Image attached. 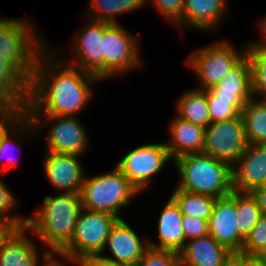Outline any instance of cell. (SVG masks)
Masks as SVG:
<instances>
[{
  "label": "cell",
  "mask_w": 266,
  "mask_h": 266,
  "mask_svg": "<svg viewBox=\"0 0 266 266\" xmlns=\"http://www.w3.org/2000/svg\"><path fill=\"white\" fill-rule=\"evenodd\" d=\"M256 257L266 265V248L256 255Z\"/></svg>",
  "instance_id": "obj_43"
},
{
  "label": "cell",
  "mask_w": 266,
  "mask_h": 266,
  "mask_svg": "<svg viewBox=\"0 0 266 266\" xmlns=\"http://www.w3.org/2000/svg\"><path fill=\"white\" fill-rule=\"evenodd\" d=\"M177 116L204 128L211 124L206 90L194 89L184 92L177 101Z\"/></svg>",
  "instance_id": "obj_24"
},
{
  "label": "cell",
  "mask_w": 266,
  "mask_h": 266,
  "mask_svg": "<svg viewBox=\"0 0 266 266\" xmlns=\"http://www.w3.org/2000/svg\"><path fill=\"white\" fill-rule=\"evenodd\" d=\"M217 99L250 100L252 93L251 62L245 53L215 86L209 89Z\"/></svg>",
  "instance_id": "obj_20"
},
{
  "label": "cell",
  "mask_w": 266,
  "mask_h": 266,
  "mask_svg": "<svg viewBox=\"0 0 266 266\" xmlns=\"http://www.w3.org/2000/svg\"><path fill=\"white\" fill-rule=\"evenodd\" d=\"M10 191L7 185L0 179V220L12 223L16 228H23L26 226V218L22 219L10 213L15 206L19 205V201Z\"/></svg>",
  "instance_id": "obj_32"
},
{
  "label": "cell",
  "mask_w": 266,
  "mask_h": 266,
  "mask_svg": "<svg viewBox=\"0 0 266 266\" xmlns=\"http://www.w3.org/2000/svg\"><path fill=\"white\" fill-rule=\"evenodd\" d=\"M259 22V28H260V32H262V39L261 42L264 43L266 45V17L264 19H260Z\"/></svg>",
  "instance_id": "obj_42"
},
{
  "label": "cell",
  "mask_w": 266,
  "mask_h": 266,
  "mask_svg": "<svg viewBox=\"0 0 266 266\" xmlns=\"http://www.w3.org/2000/svg\"><path fill=\"white\" fill-rule=\"evenodd\" d=\"M228 266H237L233 261Z\"/></svg>",
  "instance_id": "obj_45"
},
{
  "label": "cell",
  "mask_w": 266,
  "mask_h": 266,
  "mask_svg": "<svg viewBox=\"0 0 266 266\" xmlns=\"http://www.w3.org/2000/svg\"><path fill=\"white\" fill-rule=\"evenodd\" d=\"M233 190L253 192L266 185V144L248 143L244 153L232 166Z\"/></svg>",
  "instance_id": "obj_16"
},
{
  "label": "cell",
  "mask_w": 266,
  "mask_h": 266,
  "mask_svg": "<svg viewBox=\"0 0 266 266\" xmlns=\"http://www.w3.org/2000/svg\"><path fill=\"white\" fill-rule=\"evenodd\" d=\"M138 37L119 23L104 22L102 40L103 79L118 76L142 64ZM140 65V66H139Z\"/></svg>",
  "instance_id": "obj_7"
},
{
  "label": "cell",
  "mask_w": 266,
  "mask_h": 266,
  "mask_svg": "<svg viewBox=\"0 0 266 266\" xmlns=\"http://www.w3.org/2000/svg\"><path fill=\"white\" fill-rule=\"evenodd\" d=\"M169 160L173 163L165 143H151L128 152L116 167L141 193L149 187L151 178L159 173Z\"/></svg>",
  "instance_id": "obj_9"
},
{
  "label": "cell",
  "mask_w": 266,
  "mask_h": 266,
  "mask_svg": "<svg viewBox=\"0 0 266 266\" xmlns=\"http://www.w3.org/2000/svg\"><path fill=\"white\" fill-rule=\"evenodd\" d=\"M208 225L211 237L234 255L241 253L245 239L237 229L236 190L216 199Z\"/></svg>",
  "instance_id": "obj_12"
},
{
  "label": "cell",
  "mask_w": 266,
  "mask_h": 266,
  "mask_svg": "<svg viewBox=\"0 0 266 266\" xmlns=\"http://www.w3.org/2000/svg\"><path fill=\"white\" fill-rule=\"evenodd\" d=\"M25 114L26 109L0 108V142Z\"/></svg>",
  "instance_id": "obj_37"
},
{
  "label": "cell",
  "mask_w": 266,
  "mask_h": 266,
  "mask_svg": "<svg viewBox=\"0 0 266 266\" xmlns=\"http://www.w3.org/2000/svg\"><path fill=\"white\" fill-rule=\"evenodd\" d=\"M50 266H66V265L63 261L61 262L57 258H55V261Z\"/></svg>",
  "instance_id": "obj_44"
},
{
  "label": "cell",
  "mask_w": 266,
  "mask_h": 266,
  "mask_svg": "<svg viewBox=\"0 0 266 266\" xmlns=\"http://www.w3.org/2000/svg\"><path fill=\"white\" fill-rule=\"evenodd\" d=\"M48 49L49 46L37 59L26 114L76 116L93 97L91 84L101 79L65 61L60 62L54 55L56 52Z\"/></svg>",
  "instance_id": "obj_1"
},
{
  "label": "cell",
  "mask_w": 266,
  "mask_h": 266,
  "mask_svg": "<svg viewBox=\"0 0 266 266\" xmlns=\"http://www.w3.org/2000/svg\"><path fill=\"white\" fill-rule=\"evenodd\" d=\"M266 248V216L262 215L257 225L245 238L241 250L242 255L256 256Z\"/></svg>",
  "instance_id": "obj_33"
},
{
  "label": "cell",
  "mask_w": 266,
  "mask_h": 266,
  "mask_svg": "<svg viewBox=\"0 0 266 266\" xmlns=\"http://www.w3.org/2000/svg\"><path fill=\"white\" fill-rule=\"evenodd\" d=\"M252 194L256 197L262 215L266 216V185L256 188Z\"/></svg>",
  "instance_id": "obj_40"
},
{
  "label": "cell",
  "mask_w": 266,
  "mask_h": 266,
  "mask_svg": "<svg viewBox=\"0 0 266 266\" xmlns=\"http://www.w3.org/2000/svg\"><path fill=\"white\" fill-rule=\"evenodd\" d=\"M178 254L181 266H228L234 256L209 234L187 240Z\"/></svg>",
  "instance_id": "obj_18"
},
{
  "label": "cell",
  "mask_w": 266,
  "mask_h": 266,
  "mask_svg": "<svg viewBox=\"0 0 266 266\" xmlns=\"http://www.w3.org/2000/svg\"><path fill=\"white\" fill-rule=\"evenodd\" d=\"M206 98L211 123L239 117L245 104L249 101L217 99L209 89L206 90Z\"/></svg>",
  "instance_id": "obj_31"
},
{
  "label": "cell",
  "mask_w": 266,
  "mask_h": 266,
  "mask_svg": "<svg viewBox=\"0 0 266 266\" xmlns=\"http://www.w3.org/2000/svg\"><path fill=\"white\" fill-rule=\"evenodd\" d=\"M248 145L244 121L237 118L211 123L205 128L203 153L233 166Z\"/></svg>",
  "instance_id": "obj_10"
},
{
  "label": "cell",
  "mask_w": 266,
  "mask_h": 266,
  "mask_svg": "<svg viewBox=\"0 0 266 266\" xmlns=\"http://www.w3.org/2000/svg\"><path fill=\"white\" fill-rule=\"evenodd\" d=\"M82 209L79 193L49 195L43 199L40 210L26 218L25 227L56 255L71 240Z\"/></svg>",
  "instance_id": "obj_2"
},
{
  "label": "cell",
  "mask_w": 266,
  "mask_h": 266,
  "mask_svg": "<svg viewBox=\"0 0 266 266\" xmlns=\"http://www.w3.org/2000/svg\"><path fill=\"white\" fill-rule=\"evenodd\" d=\"M118 219L109 213L83 208L71 240L56 255L68 261L83 256H99Z\"/></svg>",
  "instance_id": "obj_6"
},
{
  "label": "cell",
  "mask_w": 266,
  "mask_h": 266,
  "mask_svg": "<svg viewBox=\"0 0 266 266\" xmlns=\"http://www.w3.org/2000/svg\"><path fill=\"white\" fill-rule=\"evenodd\" d=\"M250 99L243 108L245 135L248 143L266 144V100Z\"/></svg>",
  "instance_id": "obj_25"
},
{
  "label": "cell",
  "mask_w": 266,
  "mask_h": 266,
  "mask_svg": "<svg viewBox=\"0 0 266 266\" xmlns=\"http://www.w3.org/2000/svg\"><path fill=\"white\" fill-rule=\"evenodd\" d=\"M237 266H266L256 256L235 254L232 260Z\"/></svg>",
  "instance_id": "obj_39"
},
{
  "label": "cell",
  "mask_w": 266,
  "mask_h": 266,
  "mask_svg": "<svg viewBox=\"0 0 266 266\" xmlns=\"http://www.w3.org/2000/svg\"><path fill=\"white\" fill-rule=\"evenodd\" d=\"M30 86L0 60V108L26 109Z\"/></svg>",
  "instance_id": "obj_23"
},
{
  "label": "cell",
  "mask_w": 266,
  "mask_h": 266,
  "mask_svg": "<svg viewBox=\"0 0 266 266\" xmlns=\"http://www.w3.org/2000/svg\"><path fill=\"white\" fill-rule=\"evenodd\" d=\"M35 124L37 131L43 123L49 122L47 151L58 154L81 156L90 146L86 129L76 116H28ZM54 122V123H53ZM40 124V125H39ZM84 152V153H83Z\"/></svg>",
  "instance_id": "obj_11"
},
{
  "label": "cell",
  "mask_w": 266,
  "mask_h": 266,
  "mask_svg": "<svg viewBox=\"0 0 266 266\" xmlns=\"http://www.w3.org/2000/svg\"><path fill=\"white\" fill-rule=\"evenodd\" d=\"M30 22L23 17L0 18V60H4L29 86L37 59L48 46Z\"/></svg>",
  "instance_id": "obj_3"
},
{
  "label": "cell",
  "mask_w": 266,
  "mask_h": 266,
  "mask_svg": "<svg viewBox=\"0 0 266 266\" xmlns=\"http://www.w3.org/2000/svg\"><path fill=\"white\" fill-rule=\"evenodd\" d=\"M246 54L251 62L253 97L261 95L266 100V45L259 42L246 44Z\"/></svg>",
  "instance_id": "obj_30"
},
{
  "label": "cell",
  "mask_w": 266,
  "mask_h": 266,
  "mask_svg": "<svg viewBox=\"0 0 266 266\" xmlns=\"http://www.w3.org/2000/svg\"><path fill=\"white\" fill-rule=\"evenodd\" d=\"M182 218L183 214L178 204L170 196L158 219V242L148 239L149 246L179 252L186 242L182 229Z\"/></svg>",
  "instance_id": "obj_22"
},
{
  "label": "cell",
  "mask_w": 266,
  "mask_h": 266,
  "mask_svg": "<svg viewBox=\"0 0 266 266\" xmlns=\"http://www.w3.org/2000/svg\"><path fill=\"white\" fill-rule=\"evenodd\" d=\"M170 141L166 144L173 161L183 155L203 153L205 128L175 116L169 126Z\"/></svg>",
  "instance_id": "obj_21"
},
{
  "label": "cell",
  "mask_w": 266,
  "mask_h": 266,
  "mask_svg": "<svg viewBox=\"0 0 266 266\" xmlns=\"http://www.w3.org/2000/svg\"><path fill=\"white\" fill-rule=\"evenodd\" d=\"M171 197L178 204L183 215L205 220H209L217 199L209 195L191 193L177 187Z\"/></svg>",
  "instance_id": "obj_28"
},
{
  "label": "cell",
  "mask_w": 266,
  "mask_h": 266,
  "mask_svg": "<svg viewBox=\"0 0 266 266\" xmlns=\"http://www.w3.org/2000/svg\"><path fill=\"white\" fill-rule=\"evenodd\" d=\"M140 239L138 234L125 220L118 219L110 230L101 258L120 266H138L145 250L149 247L148 240ZM110 249L111 256L103 255L105 248Z\"/></svg>",
  "instance_id": "obj_14"
},
{
  "label": "cell",
  "mask_w": 266,
  "mask_h": 266,
  "mask_svg": "<svg viewBox=\"0 0 266 266\" xmlns=\"http://www.w3.org/2000/svg\"><path fill=\"white\" fill-rule=\"evenodd\" d=\"M33 129V130H32ZM24 132V133H23ZM37 129L35 127V124L34 122L28 117L27 114H25L6 134L5 136L1 139V142H0V174H2V171L5 170H12L14 169L15 167H18V163L17 162H14L16 161L15 158H14V154L12 153L13 151H11L12 149L15 151L14 148H19L20 147V141L21 140H24L23 138L25 137L26 135V139H29V137L33 136V134L35 133L36 134ZM31 134V135H30ZM30 135V136H28ZM22 136V137H21ZM19 138H20V141H19ZM22 138V139H21ZM15 139H18L17 141L18 142H15L16 140ZM16 146V147H15ZM11 151V152H10ZM11 154H10V153ZM10 156H8V155ZM9 157V161H8V158H7V163L4 164L5 162L4 159L6 158H3V157ZM16 157V156H15Z\"/></svg>",
  "instance_id": "obj_26"
},
{
  "label": "cell",
  "mask_w": 266,
  "mask_h": 266,
  "mask_svg": "<svg viewBox=\"0 0 266 266\" xmlns=\"http://www.w3.org/2000/svg\"><path fill=\"white\" fill-rule=\"evenodd\" d=\"M79 157L46 151L44 172L51 186L57 191L80 194L85 172Z\"/></svg>",
  "instance_id": "obj_15"
},
{
  "label": "cell",
  "mask_w": 266,
  "mask_h": 266,
  "mask_svg": "<svg viewBox=\"0 0 266 266\" xmlns=\"http://www.w3.org/2000/svg\"><path fill=\"white\" fill-rule=\"evenodd\" d=\"M182 229L185 240H192L208 235V220L183 215Z\"/></svg>",
  "instance_id": "obj_36"
},
{
  "label": "cell",
  "mask_w": 266,
  "mask_h": 266,
  "mask_svg": "<svg viewBox=\"0 0 266 266\" xmlns=\"http://www.w3.org/2000/svg\"><path fill=\"white\" fill-rule=\"evenodd\" d=\"M70 262L78 264V266H120L107 261L100 256H83L70 260Z\"/></svg>",
  "instance_id": "obj_38"
},
{
  "label": "cell",
  "mask_w": 266,
  "mask_h": 266,
  "mask_svg": "<svg viewBox=\"0 0 266 266\" xmlns=\"http://www.w3.org/2000/svg\"><path fill=\"white\" fill-rule=\"evenodd\" d=\"M237 229L245 239L262 216L258 201L251 192L236 191Z\"/></svg>",
  "instance_id": "obj_29"
},
{
  "label": "cell",
  "mask_w": 266,
  "mask_h": 266,
  "mask_svg": "<svg viewBox=\"0 0 266 266\" xmlns=\"http://www.w3.org/2000/svg\"><path fill=\"white\" fill-rule=\"evenodd\" d=\"M180 175L177 188L221 198L233 191L232 166L205 153L187 154L173 161Z\"/></svg>",
  "instance_id": "obj_4"
},
{
  "label": "cell",
  "mask_w": 266,
  "mask_h": 266,
  "mask_svg": "<svg viewBox=\"0 0 266 266\" xmlns=\"http://www.w3.org/2000/svg\"><path fill=\"white\" fill-rule=\"evenodd\" d=\"M104 37V22L91 20L89 25L75 33L73 54L75 60L67 62L72 66L93 74L103 81L102 40Z\"/></svg>",
  "instance_id": "obj_13"
},
{
  "label": "cell",
  "mask_w": 266,
  "mask_h": 266,
  "mask_svg": "<svg viewBox=\"0 0 266 266\" xmlns=\"http://www.w3.org/2000/svg\"><path fill=\"white\" fill-rule=\"evenodd\" d=\"M15 229L12 223L0 220V247Z\"/></svg>",
  "instance_id": "obj_41"
},
{
  "label": "cell",
  "mask_w": 266,
  "mask_h": 266,
  "mask_svg": "<svg viewBox=\"0 0 266 266\" xmlns=\"http://www.w3.org/2000/svg\"><path fill=\"white\" fill-rule=\"evenodd\" d=\"M227 0H184L183 18L175 25L178 30H215L226 15Z\"/></svg>",
  "instance_id": "obj_19"
},
{
  "label": "cell",
  "mask_w": 266,
  "mask_h": 266,
  "mask_svg": "<svg viewBox=\"0 0 266 266\" xmlns=\"http://www.w3.org/2000/svg\"><path fill=\"white\" fill-rule=\"evenodd\" d=\"M138 266H181L178 252L149 246Z\"/></svg>",
  "instance_id": "obj_34"
},
{
  "label": "cell",
  "mask_w": 266,
  "mask_h": 266,
  "mask_svg": "<svg viewBox=\"0 0 266 266\" xmlns=\"http://www.w3.org/2000/svg\"><path fill=\"white\" fill-rule=\"evenodd\" d=\"M144 5H146L145 0H90L85 15L94 21L119 23L115 18L116 15L132 12Z\"/></svg>",
  "instance_id": "obj_27"
},
{
  "label": "cell",
  "mask_w": 266,
  "mask_h": 266,
  "mask_svg": "<svg viewBox=\"0 0 266 266\" xmlns=\"http://www.w3.org/2000/svg\"><path fill=\"white\" fill-rule=\"evenodd\" d=\"M153 2L163 17L174 26L183 18L184 0H145Z\"/></svg>",
  "instance_id": "obj_35"
},
{
  "label": "cell",
  "mask_w": 266,
  "mask_h": 266,
  "mask_svg": "<svg viewBox=\"0 0 266 266\" xmlns=\"http://www.w3.org/2000/svg\"><path fill=\"white\" fill-rule=\"evenodd\" d=\"M139 192L115 166L110 172L84 178L80 192L82 206L91 211L119 216L122 208L130 205Z\"/></svg>",
  "instance_id": "obj_5"
},
{
  "label": "cell",
  "mask_w": 266,
  "mask_h": 266,
  "mask_svg": "<svg viewBox=\"0 0 266 266\" xmlns=\"http://www.w3.org/2000/svg\"><path fill=\"white\" fill-rule=\"evenodd\" d=\"M27 228H16L0 247V266H39L38 250L26 235ZM37 250V251H36ZM55 255L48 250L43 254L42 266H50Z\"/></svg>",
  "instance_id": "obj_17"
},
{
  "label": "cell",
  "mask_w": 266,
  "mask_h": 266,
  "mask_svg": "<svg viewBox=\"0 0 266 266\" xmlns=\"http://www.w3.org/2000/svg\"><path fill=\"white\" fill-rule=\"evenodd\" d=\"M246 53V47L239 52L230 41H216L205 48L193 51L186 60L188 67L197 74L201 85L207 90L215 86L232 66Z\"/></svg>",
  "instance_id": "obj_8"
}]
</instances>
